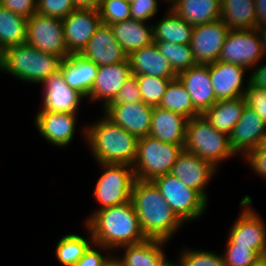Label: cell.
Instances as JSON below:
<instances>
[{
	"instance_id": "cell-41",
	"label": "cell",
	"mask_w": 266,
	"mask_h": 266,
	"mask_svg": "<svg viewBox=\"0 0 266 266\" xmlns=\"http://www.w3.org/2000/svg\"><path fill=\"white\" fill-rule=\"evenodd\" d=\"M164 3L163 0H135L130 4L131 19L152 23Z\"/></svg>"
},
{
	"instance_id": "cell-26",
	"label": "cell",
	"mask_w": 266,
	"mask_h": 266,
	"mask_svg": "<svg viewBox=\"0 0 266 266\" xmlns=\"http://www.w3.org/2000/svg\"><path fill=\"white\" fill-rule=\"evenodd\" d=\"M98 66L81 54H70L60 65V72L66 84L85 98L88 97L97 75Z\"/></svg>"
},
{
	"instance_id": "cell-47",
	"label": "cell",
	"mask_w": 266,
	"mask_h": 266,
	"mask_svg": "<svg viewBox=\"0 0 266 266\" xmlns=\"http://www.w3.org/2000/svg\"><path fill=\"white\" fill-rule=\"evenodd\" d=\"M264 60V61H263ZM262 59L257 65L250 70L249 83L252 86L266 90V62Z\"/></svg>"
},
{
	"instance_id": "cell-14",
	"label": "cell",
	"mask_w": 266,
	"mask_h": 266,
	"mask_svg": "<svg viewBox=\"0 0 266 266\" xmlns=\"http://www.w3.org/2000/svg\"><path fill=\"white\" fill-rule=\"evenodd\" d=\"M39 90H41V102L38 110L80 113L82 109L80 106L84 105L82 103L87 104L84 100L86 98L81 93L66 84L60 71L47 78Z\"/></svg>"
},
{
	"instance_id": "cell-40",
	"label": "cell",
	"mask_w": 266,
	"mask_h": 266,
	"mask_svg": "<svg viewBox=\"0 0 266 266\" xmlns=\"http://www.w3.org/2000/svg\"><path fill=\"white\" fill-rule=\"evenodd\" d=\"M76 9L73 0H37L36 13L63 20Z\"/></svg>"
},
{
	"instance_id": "cell-45",
	"label": "cell",
	"mask_w": 266,
	"mask_h": 266,
	"mask_svg": "<svg viewBox=\"0 0 266 266\" xmlns=\"http://www.w3.org/2000/svg\"><path fill=\"white\" fill-rule=\"evenodd\" d=\"M247 106L253 109L266 122V90L250 83L244 95Z\"/></svg>"
},
{
	"instance_id": "cell-55",
	"label": "cell",
	"mask_w": 266,
	"mask_h": 266,
	"mask_svg": "<svg viewBox=\"0 0 266 266\" xmlns=\"http://www.w3.org/2000/svg\"><path fill=\"white\" fill-rule=\"evenodd\" d=\"M164 2H165V9L169 6V4H170V2H171V0H163Z\"/></svg>"
},
{
	"instance_id": "cell-17",
	"label": "cell",
	"mask_w": 266,
	"mask_h": 266,
	"mask_svg": "<svg viewBox=\"0 0 266 266\" xmlns=\"http://www.w3.org/2000/svg\"><path fill=\"white\" fill-rule=\"evenodd\" d=\"M209 72L217 100L235 99L245 95L250 79L247 68L216 61L209 65Z\"/></svg>"
},
{
	"instance_id": "cell-9",
	"label": "cell",
	"mask_w": 266,
	"mask_h": 266,
	"mask_svg": "<svg viewBox=\"0 0 266 266\" xmlns=\"http://www.w3.org/2000/svg\"><path fill=\"white\" fill-rule=\"evenodd\" d=\"M253 202L249 194L240 200V211L227 230L224 243L253 249L263 257L266 256V220L252 207Z\"/></svg>"
},
{
	"instance_id": "cell-38",
	"label": "cell",
	"mask_w": 266,
	"mask_h": 266,
	"mask_svg": "<svg viewBox=\"0 0 266 266\" xmlns=\"http://www.w3.org/2000/svg\"><path fill=\"white\" fill-rule=\"evenodd\" d=\"M98 10L102 23L106 25L131 19L130 4L124 0H102Z\"/></svg>"
},
{
	"instance_id": "cell-10",
	"label": "cell",
	"mask_w": 266,
	"mask_h": 266,
	"mask_svg": "<svg viewBox=\"0 0 266 266\" xmlns=\"http://www.w3.org/2000/svg\"><path fill=\"white\" fill-rule=\"evenodd\" d=\"M33 116L32 123L41 136L40 139L43 138L50 146L59 149L69 147L75 142L74 138H77L75 136L77 132L78 135L80 134L79 137L83 138V143L86 144V121L82 125L77 124L79 123L78 116L81 117L80 113L38 110Z\"/></svg>"
},
{
	"instance_id": "cell-27",
	"label": "cell",
	"mask_w": 266,
	"mask_h": 266,
	"mask_svg": "<svg viewBox=\"0 0 266 266\" xmlns=\"http://www.w3.org/2000/svg\"><path fill=\"white\" fill-rule=\"evenodd\" d=\"M168 7L193 27L221 16V0H171Z\"/></svg>"
},
{
	"instance_id": "cell-6",
	"label": "cell",
	"mask_w": 266,
	"mask_h": 266,
	"mask_svg": "<svg viewBox=\"0 0 266 266\" xmlns=\"http://www.w3.org/2000/svg\"><path fill=\"white\" fill-rule=\"evenodd\" d=\"M99 177L94 183L92 197L96 207L84 217L85 223L96 211L131 201L132 187L136 180L134 169L127 164L95 163Z\"/></svg>"
},
{
	"instance_id": "cell-12",
	"label": "cell",
	"mask_w": 266,
	"mask_h": 266,
	"mask_svg": "<svg viewBox=\"0 0 266 266\" xmlns=\"http://www.w3.org/2000/svg\"><path fill=\"white\" fill-rule=\"evenodd\" d=\"M262 59V45L254 28L230 30L218 61L241 65L250 71Z\"/></svg>"
},
{
	"instance_id": "cell-33",
	"label": "cell",
	"mask_w": 266,
	"mask_h": 266,
	"mask_svg": "<svg viewBox=\"0 0 266 266\" xmlns=\"http://www.w3.org/2000/svg\"><path fill=\"white\" fill-rule=\"evenodd\" d=\"M28 19L0 5V53L8 46L24 44Z\"/></svg>"
},
{
	"instance_id": "cell-43",
	"label": "cell",
	"mask_w": 266,
	"mask_h": 266,
	"mask_svg": "<svg viewBox=\"0 0 266 266\" xmlns=\"http://www.w3.org/2000/svg\"><path fill=\"white\" fill-rule=\"evenodd\" d=\"M241 161L249 167L247 169H250L251 173H254L253 175H257L259 180L263 179V182H266V151L250 150L241 158Z\"/></svg>"
},
{
	"instance_id": "cell-1",
	"label": "cell",
	"mask_w": 266,
	"mask_h": 266,
	"mask_svg": "<svg viewBox=\"0 0 266 266\" xmlns=\"http://www.w3.org/2000/svg\"><path fill=\"white\" fill-rule=\"evenodd\" d=\"M131 201L147 239L170 242L186 226L172 211L153 181L135 180Z\"/></svg>"
},
{
	"instance_id": "cell-5",
	"label": "cell",
	"mask_w": 266,
	"mask_h": 266,
	"mask_svg": "<svg viewBox=\"0 0 266 266\" xmlns=\"http://www.w3.org/2000/svg\"><path fill=\"white\" fill-rule=\"evenodd\" d=\"M184 150L212 163L219 170L223 162L233 158L240 160L230 147L229 135L215 129L203 115L187 121Z\"/></svg>"
},
{
	"instance_id": "cell-28",
	"label": "cell",
	"mask_w": 266,
	"mask_h": 266,
	"mask_svg": "<svg viewBox=\"0 0 266 266\" xmlns=\"http://www.w3.org/2000/svg\"><path fill=\"white\" fill-rule=\"evenodd\" d=\"M110 26L127 55L154 42L152 23L129 19Z\"/></svg>"
},
{
	"instance_id": "cell-30",
	"label": "cell",
	"mask_w": 266,
	"mask_h": 266,
	"mask_svg": "<svg viewBox=\"0 0 266 266\" xmlns=\"http://www.w3.org/2000/svg\"><path fill=\"white\" fill-rule=\"evenodd\" d=\"M84 234L66 233L58 238L55 243L53 256L59 266H75L77 261L85 254L94 243L90 229L83 223Z\"/></svg>"
},
{
	"instance_id": "cell-7",
	"label": "cell",
	"mask_w": 266,
	"mask_h": 266,
	"mask_svg": "<svg viewBox=\"0 0 266 266\" xmlns=\"http://www.w3.org/2000/svg\"><path fill=\"white\" fill-rule=\"evenodd\" d=\"M184 150V144L165 143L150 135L140 138L133 163L136 180L153 181L170 174L172 165Z\"/></svg>"
},
{
	"instance_id": "cell-25",
	"label": "cell",
	"mask_w": 266,
	"mask_h": 266,
	"mask_svg": "<svg viewBox=\"0 0 266 266\" xmlns=\"http://www.w3.org/2000/svg\"><path fill=\"white\" fill-rule=\"evenodd\" d=\"M187 121L181 114L156 106L149 135L165 143L185 144Z\"/></svg>"
},
{
	"instance_id": "cell-13",
	"label": "cell",
	"mask_w": 266,
	"mask_h": 266,
	"mask_svg": "<svg viewBox=\"0 0 266 266\" xmlns=\"http://www.w3.org/2000/svg\"><path fill=\"white\" fill-rule=\"evenodd\" d=\"M220 171L212 163L201 159L199 156L183 150L175 163L172 165L170 174L178 178L187 187L198 191L210 202L208 187L215 180ZM212 181V182H211ZM210 183V184H209ZM207 188V189H206Z\"/></svg>"
},
{
	"instance_id": "cell-52",
	"label": "cell",
	"mask_w": 266,
	"mask_h": 266,
	"mask_svg": "<svg viewBox=\"0 0 266 266\" xmlns=\"http://www.w3.org/2000/svg\"><path fill=\"white\" fill-rule=\"evenodd\" d=\"M256 149H262L263 151H266V133L261 138V141Z\"/></svg>"
},
{
	"instance_id": "cell-50",
	"label": "cell",
	"mask_w": 266,
	"mask_h": 266,
	"mask_svg": "<svg viewBox=\"0 0 266 266\" xmlns=\"http://www.w3.org/2000/svg\"><path fill=\"white\" fill-rule=\"evenodd\" d=\"M255 29L258 32L260 42L262 45L263 59L264 58L266 59V24L261 26H256Z\"/></svg>"
},
{
	"instance_id": "cell-46",
	"label": "cell",
	"mask_w": 266,
	"mask_h": 266,
	"mask_svg": "<svg viewBox=\"0 0 266 266\" xmlns=\"http://www.w3.org/2000/svg\"><path fill=\"white\" fill-rule=\"evenodd\" d=\"M0 5L28 19L36 13L37 0H0Z\"/></svg>"
},
{
	"instance_id": "cell-24",
	"label": "cell",
	"mask_w": 266,
	"mask_h": 266,
	"mask_svg": "<svg viewBox=\"0 0 266 266\" xmlns=\"http://www.w3.org/2000/svg\"><path fill=\"white\" fill-rule=\"evenodd\" d=\"M127 58L133 75H152L166 79L178 77V74L154 42L149 46L131 52Z\"/></svg>"
},
{
	"instance_id": "cell-37",
	"label": "cell",
	"mask_w": 266,
	"mask_h": 266,
	"mask_svg": "<svg viewBox=\"0 0 266 266\" xmlns=\"http://www.w3.org/2000/svg\"><path fill=\"white\" fill-rule=\"evenodd\" d=\"M142 102L156 107L160 105L167 86L173 79L154 77L152 75H136Z\"/></svg>"
},
{
	"instance_id": "cell-2",
	"label": "cell",
	"mask_w": 266,
	"mask_h": 266,
	"mask_svg": "<svg viewBox=\"0 0 266 266\" xmlns=\"http://www.w3.org/2000/svg\"><path fill=\"white\" fill-rule=\"evenodd\" d=\"M94 243L115 253L120 247L147 240L132 201L96 211L85 223Z\"/></svg>"
},
{
	"instance_id": "cell-44",
	"label": "cell",
	"mask_w": 266,
	"mask_h": 266,
	"mask_svg": "<svg viewBox=\"0 0 266 266\" xmlns=\"http://www.w3.org/2000/svg\"><path fill=\"white\" fill-rule=\"evenodd\" d=\"M142 101L136 75H131L124 82L115 100L109 104H126Z\"/></svg>"
},
{
	"instance_id": "cell-42",
	"label": "cell",
	"mask_w": 266,
	"mask_h": 266,
	"mask_svg": "<svg viewBox=\"0 0 266 266\" xmlns=\"http://www.w3.org/2000/svg\"><path fill=\"white\" fill-rule=\"evenodd\" d=\"M114 257V253L102 245L93 243L75 266H106Z\"/></svg>"
},
{
	"instance_id": "cell-18",
	"label": "cell",
	"mask_w": 266,
	"mask_h": 266,
	"mask_svg": "<svg viewBox=\"0 0 266 266\" xmlns=\"http://www.w3.org/2000/svg\"><path fill=\"white\" fill-rule=\"evenodd\" d=\"M102 23L99 10L77 8L63 19L67 51L80 54Z\"/></svg>"
},
{
	"instance_id": "cell-35",
	"label": "cell",
	"mask_w": 266,
	"mask_h": 266,
	"mask_svg": "<svg viewBox=\"0 0 266 266\" xmlns=\"http://www.w3.org/2000/svg\"><path fill=\"white\" fill-rule=\"evenodd\" d=\"M154 43L177 74L197 65L191 44H175L167 41H154Z\"/></svg>"
},
{
	"instance_id": "cell-22",
	"label": "cell",
	"mask_w": 266,
	"mask_h": 266,
	"mask_svg": "<svg viewBox=\"0 0 266 266\" xmlns=\"http://www.w3.org/2000/svg\"><path fill=\"white\" fill-rule=\"evenodd\" d=\"M178 78L186 87L194 109L203 115L218 100L214 94L210 78L209 65H195L178 74Z\"/></svg>"
},
{
	"instance_id": "cell-19",
	"label": "cell",
	"mask_w": 266,
	"mask_h": 266,
	"mask_svg": "<svg viewBox=\"0 0 266 266\" xmlns=\"http://www.w3.org/2000/svg\"><path fill=\"white\" fill-rule=\"evenodd\" d=\"M154 107L142 101L108 104L101 112L138 139L149 136Z\"/></svg>"
},
{
	"instance_id": "cell-31",
	"label": "cell",
	"mask_w": 266,
	"mask_h": 266,
	"mask_svg": "<svg viewBox=\"0 0 266 266\" xmlns=\"http://www.w3.org/2000/svg\"><path fill=\"white\" fill-rule=\"evenodd\" d=\"M246 105L244 96L235 99L218 100L203 116L215 129L230 136Z\"/></svg>"
},
{
	"instance_id": "cell-20",
	"label": "cell",
	"mask_w": 266,
	"mask_h": 266,
	"mask_svg": "<svg viewBox=\"0 0 266 266\" xmlns=\"http://www.w3.org/2000/svg\"><path fill=\"white\" fill-rule=\"evenodd\" d=\"M80 54L96 66L114 65L128 57L116 40L112 27L103 23Z\"/></svg>"
},
{
	"instance_id": "cell-23",
	"label": "cell",
	"mask_w": 266,
	"mask_h": 266,
	"mask_svg": "<svg viewBox=\"0 0 266 266\" xmlns=\"http://www.w3.org/2000/svg\"><path fill=\"white\" fill-rule=\"evenodd\" d=\"M169 244L164 240L147 239L142 243L120 247L114 258L122 266H161L171 258L165 250Z\"/></svg>"
},
{
	"instance_id": "cell-29",
	"label": "cell",
	"mask_w": 266,
	"mask_h": 266,
	"mask_svg": "<svg viewBox=\"0 0 266 266\" xmlns=\"http://www.w3.org/2000/svg\"><path fill=\"white\" fill-rule=\"evenodd\" d=\"M165 11V12H164ZM162 17L152 22L153 41H167L175 44H190L193 26L167 7Z\"/></svg>"
},
{
	"instance_id": "cell-51",
	"label": "cell",
	"mask_w": 266,
	"mask_h": 266,
	"mask_svg": "<svg viewBox=\"0 0 266 266\" xmlns=\"http://www.w3.org/2000/svg\"><path fill=\"white\" fill-rule=\"evenodd\" d=\"M250 266H266V256L259 258L255 263Z\"/></svg>"
},
{
	"instance_id": "cell-39",
	"label": "cell",
	"mask_w": 266,
	"mask_h": 266,
	"mask_svg": "<svg viewBox=\"0 0 266 266\" xmlns=\"http://www.w3.org/2000/svg\"><path fill=\"white\" fill-rule=\"evenodd\" d=\"M222 256L225 266H250L261 256L253 249L237 246L236 244H223Z\"/></svg>"
},
{
	"instance_id": "cell-36",
	"label": "cell",
	"mask_w": 266,
	"mask_h": 266,
	"mask_svg": "<svg viewBox=\"0 0 266 266\" xmlns=\"http://www.w3.org/2000/svg\"><path fill=\"white\" fill-rule=\"evenodd\" d=\"M178 255L174 256L179 266H225L222 253L205 248L179 247Z\"/></svg>"
},
{
	"instance_id": "cell-8",
	"label": "cell",
	"mask_w": 266,
	"mask_h": 266,
	"mask_svg": "<svg viewBox=\"0 0 266 266\" xmlns=\"http://www.w3.org/2000/svg\"><path fill=\"white\" fill-rule=\"evenodd\" d=\"M153 182L176 216L185 224L203 220L209 202L196 190L187 187L172 174L156 177Z\"/></svg>"
},
{
	"instance_id": "cell-21",
	"label": "cell",
	"mask_w": 266,
	"mask_h": 266,
	"mask_svg": "<svg viewBox=\"0 0 266 266\" xmlns=\"http://www.w3.org/2000/svg\"><path fill=\"white\" fill-rule=\"evenodd\" d=\"M265 133L266 122L246 105L241 118L229 136L230 147L241 159L247 152L258 147Z\"/></svg>"
},
{
	"instance_id": "cell-49",
	"label": "cell",
	"mask_w": 266,
	"mask_h": 266,
	"mask_svg": "<svg viewBox=\"0 0 266 266\" xmlns=\"http://www.w3.org/2000/svg\"><path fill=\"white\" fill-rule=\"evenodd\" d=\"M76 8L82 9H99L102 0H73Z\"/></svg>"
},
{
	"instance_id": "cell-56",
	"label": "cell",
	"mask_w": 266,
	"mask_h": 266,
	"mask_svg": "<svg viewBox=\"0 0 266 266\" xmlns=\"http://www.w3.org/2000/svg\"><path fill=\"white\" fill-rule=\"evenodd\" d=\"M125 2H127V3H129V4H131V3H133L135 0H124Z\"/></svg>"
},
{
	"instance_id": "cell-32",
	"label": "cell",
	"mask_w": 266,
	"mask_h": 266,
	"mask_svg": "<svg viewBox=\"0 0 266 266\" xmlns=\"http://www.w3.org/2000/svg\"><path fill=\"white\" fill-rule=\"evenodd\" d=\"M220 19L230 30L254 29L257 26L255 0H221Z\"/></svg>"
},
{
	"instance_id": "cell-15",
	"label": "cell",
	"mask_w": 266,
	"mask_h": 266,
	"mask_svg": "<svg viewBox=\"0 0 266 266\" xmlns=\"http://www.w3.org/2000/svg\"><path fill=\"white\" fill-rule=\"evenodd\" d=\"M132 75L128 58L125 61L114 65L98 66L97 75L91 87L88 97L85 99L88 104H98L103 110L117 97L124 82Z\"/></svg>"
},
{
	"instance_id": "cell-53",
	"label": "cell",
	"mask_w": 266,
	"mask_h": 266,
	"mask_svg": "<svg viewBox=\"0 0 266 266\" xmlns=\"http://www.w3.org/2000/svg\"><path fill=\"white\" fill-rule=\"evenodd\" d=\"M174 260H171L170 258L161 266H179L178 261L176 258H173Z\"/></svg>"
},
{
	"instance_id": "cell-4",
	"label": "cell",
	"mask_w": 266,
	"mask_h": 266,
	"mask_svg": "<svg viewBox=\"0 0 266 266\" xmlns=\"http://www.w3.org/2000/svg\"><path fill=\"white\" fill-rule=\"evenodd\" d=\"M63 59L26 43L8 46L0 53V73L22 84L40 86L60 70Z\"/></svg>"
},
{
	"instance_id": "cell-16",
	"label": "cell",
	"mask_w": 266,
	"mask_h": 266,
	"mask_svg": "<svg viewBox=\"0 0 266 266\" xmlns=\"http://www.w3.org/2000/svg\"><path fill=\"white\" fill-rule=\"evenodd\" d=\"M229 31L221 19L193 28L190 44L197 65H210L218 61Z\"/></svg>"
},
{
	"instance_id": "cell-11",
	"label": "cell",
	"mask_w": 266,
	"mask_h": 266,
	"mask_svg": "<svg viewBox=\"0 0 266 266\" xmlns=\"http://www.w3.org/2000/svg\"><path fill=\"white\" fill-rule=\"evenodd\" d=\"M25 43L62 59L70 55L65 43L62 19L34 13L27 21Z\"/></svg>"
},
{
	"instance_id": "cell-3",
	"label": "cell",
	"mask_w": 266,
	"mask_h": 266,
	"mask_svg": "<svg viewBox=\"0 0 266 266\" xmlns=\"http://www.w3.org/2000/svg\"><path fill=\"white\" fill-rule=\"evenodd\" d=\"M99 114L96 120L86 122L85 147L94 163L133 166L139 139L113 123L102 112Z\"/></svg>"
},
{
	"instance_id": "cell-48",
	"label": "cell",
	"mask_w": 266,
	"mask_h": 266,
	"mask_svg": "<svg viewBox=\"0 0 266 266\" xmlns=\"http://www.w3.org/2000/svg\"><path fill=\"white\" fill-rule=\"evenodd\" d=\"M257 26L266 24V0H255Z\"/></svg>"
},
{
	"instance_id": "cell-34",
	"label": "cell",
	"mask_w": 266,
	"mask_h": 266,
	"mask_svg": "<svg viewBox=\"0 0 266 266\" xmlns=\"http://www.w3.org/2000/svg\"><path fill=\"white\" fill-rule=\"evenodd\" d=\"M159 107L181 114L188 120L200 115L194 109L192 99L178 77L170 81Z\"/></svg>"
},
{
	"instance_id": "cell-54",
	"label": "cell",
	"mask_w": 266,
	"mask_h": 266,
	"mask_svg": "<svg viewBox=\"0 0 266 266\" xmlns=\"http://www.w3.org/2000/svg\"><path fill=\"white\" fill-rule=\"evenodd\" d=\"M106 266H122V265L113 257Z\"/></svg>"
}]
</instances>
